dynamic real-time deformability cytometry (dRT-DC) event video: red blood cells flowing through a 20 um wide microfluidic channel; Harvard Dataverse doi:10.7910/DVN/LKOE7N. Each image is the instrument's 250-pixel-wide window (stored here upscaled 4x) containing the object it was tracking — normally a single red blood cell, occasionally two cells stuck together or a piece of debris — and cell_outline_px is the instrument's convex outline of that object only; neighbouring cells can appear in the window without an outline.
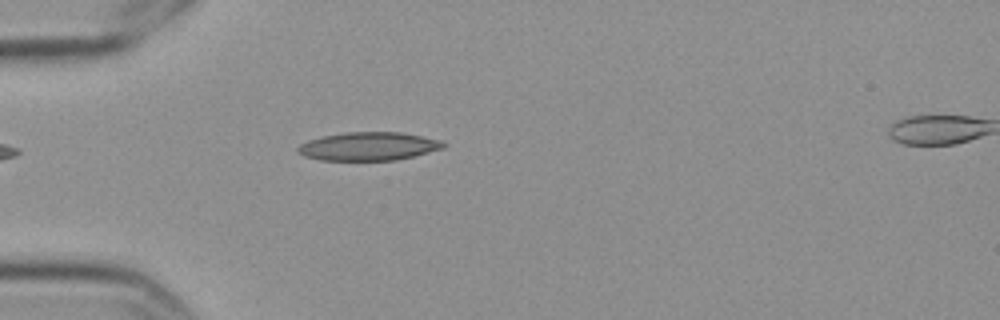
{"species": "Egyptian fruit bat (a non-hibernating species)", "species_latin": "Rousettus aegyptiacus", "temperature_condition": "cold", "stored_images_in_passage": 4, "camera_frame_rate_fps": 3000, "um_per_image_px": 0.085, "frame": {"image": 1, "passage_image": 3, "time_ms": 0.667, "image_size_px": [1000, 320], "cell_outline_px": [[448, 144], [444, 148], [396, 160], [320, 160], [304, 156], [296, 152], [296, 148], [300, 144], [308, 140], [324, 136], [344, 132], [400, 132], [440, 140]], "centroid_in_image_um": [31.3, 12.44], "position_along_channel_um": 53.7, "area_um2": 23.99}}